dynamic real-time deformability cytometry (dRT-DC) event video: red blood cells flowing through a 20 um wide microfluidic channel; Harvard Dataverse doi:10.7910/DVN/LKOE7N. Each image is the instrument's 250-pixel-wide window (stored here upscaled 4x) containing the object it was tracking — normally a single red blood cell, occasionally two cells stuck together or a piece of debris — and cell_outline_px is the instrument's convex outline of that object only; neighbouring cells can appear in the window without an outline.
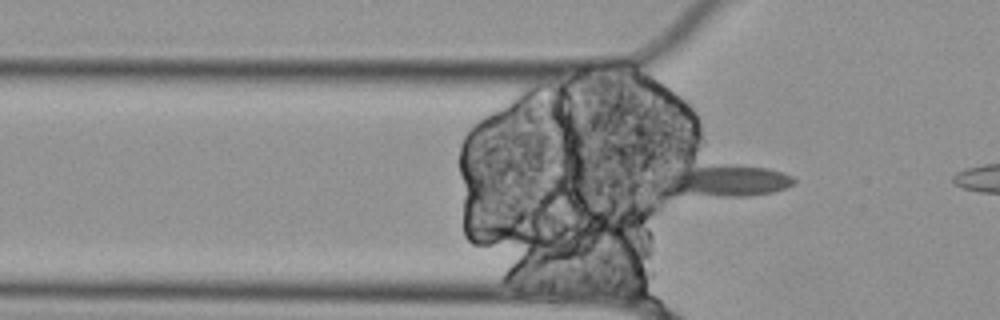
{"species": "Egyptian fruit bat (a non-hibernating species)", "species_latin": "Rousettus aegyptiacus", "temperature_condition": "cold", "stored_images_in_passage": 11, "camera_frame_rate_fps": 3000, "um_per_image_px": 0.085, "animal": {"sex": "female"}, "frame": {"image": 1, "passage_image": 11, "time_ms": 3.333, "image_size_px": [1000, 320], "cell_outline_px": [[796, 184], [772, 192], [748, 196], [720, 196], [672, 192], [664, 184], [664, 176], [672, 172], [692, 168], [716, 164], [732, 164], [768, 168], [792, 176], [796, 180]], "centroid_in_image_um": [61.85, 15.35], "position_along_channel_um": 63.9, "area_um2": 23.52}}